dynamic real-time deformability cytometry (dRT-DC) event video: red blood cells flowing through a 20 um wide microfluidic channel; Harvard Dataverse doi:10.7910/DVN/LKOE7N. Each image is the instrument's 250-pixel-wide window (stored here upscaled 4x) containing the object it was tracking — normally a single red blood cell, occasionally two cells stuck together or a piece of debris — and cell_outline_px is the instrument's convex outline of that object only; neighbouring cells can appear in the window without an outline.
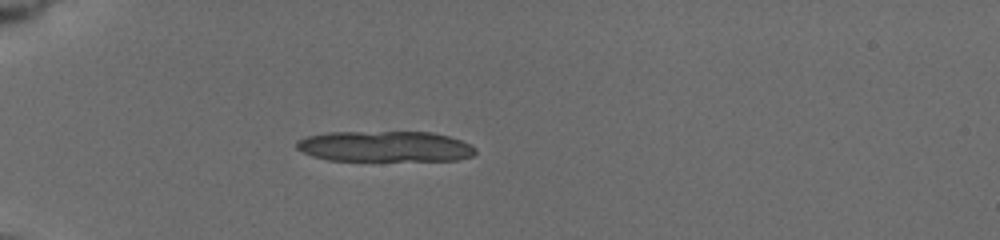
{"species": "common noctule bat (a hibernating species)", "species_latin": "Nyctalus noctula", "temperature_condition": "cold", "stored_images_in_passage": 4, "camera_frame_rate_fps": 3000, "um_per_image_px": 0.085, "animal": {"sex": "female", "body_mass_g": 19.5, "forearm_length_mm": 54.1}, "frame": {"image": 1, "passage_image": 1, "time_ms": 0.0, "image_size_px": [1000, 240], "cell_outline_px": [[476, 152], [472, 156], [456, 160], [328, 160], [312, 156], [296, 148], [296, 140], [308, 136], [328, 132], [432, 132], [448, 136], [460, 140], [476, 148]], "centroid_in_image_um": [32.7, 12.44], "position_along_channel_um": 52.3, "area_um2": 31.91}}